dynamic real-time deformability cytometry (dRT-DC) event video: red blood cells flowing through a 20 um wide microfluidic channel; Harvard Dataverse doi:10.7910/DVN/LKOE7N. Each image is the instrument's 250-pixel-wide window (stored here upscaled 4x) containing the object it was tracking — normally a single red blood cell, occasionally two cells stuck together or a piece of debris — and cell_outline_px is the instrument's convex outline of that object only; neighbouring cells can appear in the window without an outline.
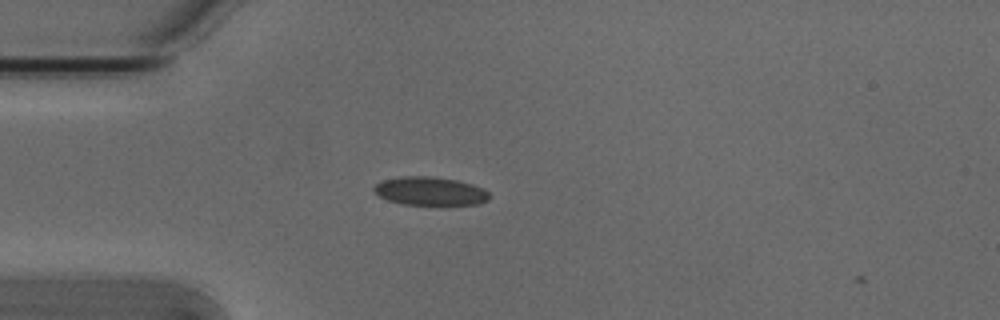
{"species": "Egyptian fruit bat (a non-hibernating species)", "species_latin": "Rousettus aegyptiacus", "temperature_condition": "cold", "stored_images_in_passage": 4, "camera_frame_rate_fps": 3000, "um_per_image_px": 0.085, "animal": {"sex": "male"}, "frame": {"image": 1, "passage_image": 3, "time_ms": 0.667, "image_size_px": [1000, 320], "cell_outline_px": [[488, 200], [480, 204], [444, 208], [400, 204], [388, 200], [372, 192], [372, 188], [380, 180], [404, 176], [432, 176], [456, 180], [472, 184], [484, 188], [488, 192]], "centroid_in_image_um": [36.57, 16.3], "position_along_channel_um": 48.4, "area_um2": 20.29}}